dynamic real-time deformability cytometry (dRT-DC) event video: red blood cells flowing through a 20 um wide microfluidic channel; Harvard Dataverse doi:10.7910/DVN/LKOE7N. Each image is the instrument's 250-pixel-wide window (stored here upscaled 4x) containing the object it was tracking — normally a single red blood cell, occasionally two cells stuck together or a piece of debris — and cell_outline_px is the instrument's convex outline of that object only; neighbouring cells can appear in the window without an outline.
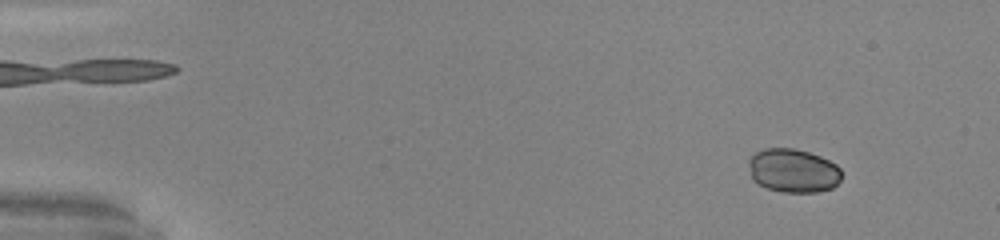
{"species": "common noctule bat (a hibernating species)", "species_latin": "Nyctalus noctula", "temperature_condition": "warm", "stored_images_in_passage": 51, "camera_frame_rate_fps": 3000, "um_per_image_px": 0.085, "animal": {"sex": "male", "body_mass_g": 20.0, "forearm_length_mm": 53.3}, "frame": {"image": 1, "passage_image": 6, "time_ms": 1.667, "image_size_px": [1000, 240], "cell_outline_px": [[840, 180], [832, 188], [820, 192], [784, 192], [768, 188], [752, 180], [748, 164], [748, 160], [756, 152], [764, 148], [792, 148], [808, 152], [820, 156], [836, 164], [840, 168]], "centroid_in_image_um": [67.41, 14.5], "position_along_channel_um": 17.6, "area_um2": 23.64}}
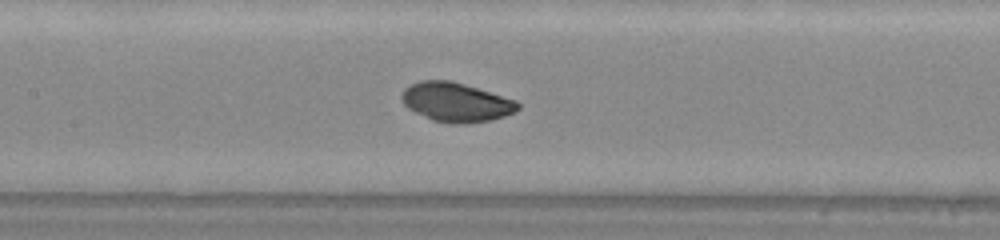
{"frame": {"image": 2, "passage_image": 26, "time_ms": 8.333, "image_size_px": [1000, 240], "cell_outline_px": [[520, 108], [516, 112], [504, 116], [488, 120], [464, 124], [448, 124], [432, 120], [408, 108], [404, 104], [400, 96], [404, 88], [420, 80], [448, 80], [464, 84], [516, 100], [520, 104]], "centroid_in_image_um": [38.76, 8.69], "position_along_channel_um": 168.6, "area_um2": 26.47}}
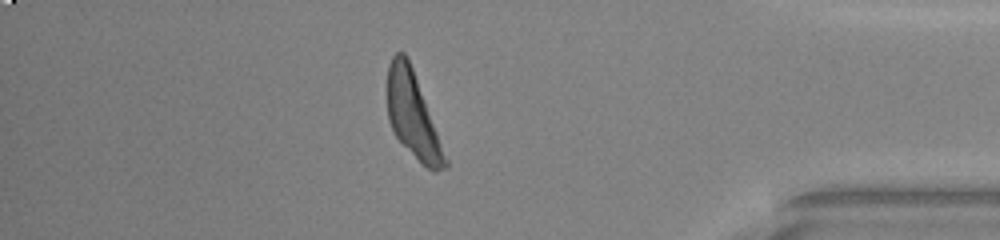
{"frame": {"image": 3, "passage_image": 45, "time_ms": 14.667, "image_size_px": [1000, 240], "cell_outline_px": [[448, 168], [436, 172], [432, 172], [420, 164], [396, 136], [388, 120], [388, 64], [392, 56], [396, 52], [404, 52], [412, 68], [448, 160]], "centroid_in_image_um": [35.09, 9.85], "position_along_channel_um": 400.1, "area_um2": 28.26}, "authors_computed_cell_mechanics": {"area_um2": 26.7036, "velocity_mm_per_s": 4.1441, "shape_relaxation_time_tau1_ms": 1.6514, "shape_relaxation_time_tau2_ms": null, "deformation_change_tau1": 0.021, "deformation_change_tau2": null}}